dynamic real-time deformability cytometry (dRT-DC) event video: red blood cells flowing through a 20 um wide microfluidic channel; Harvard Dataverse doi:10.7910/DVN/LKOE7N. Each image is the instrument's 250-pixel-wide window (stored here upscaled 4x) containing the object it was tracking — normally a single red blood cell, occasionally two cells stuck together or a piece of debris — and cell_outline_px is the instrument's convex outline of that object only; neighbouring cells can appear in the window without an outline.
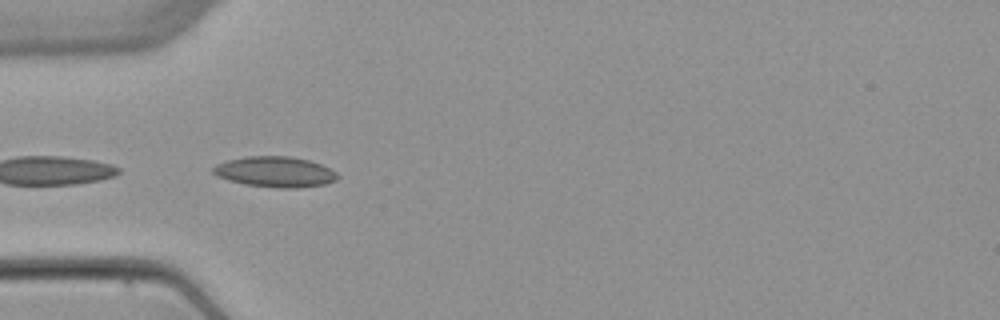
{"species": "common noctule bat (a hibernating species)", "species_latin": "Nyctalus noctula", "temperature_condition": "warm", "stored_images_in_passage": 4, "camera_frame_rate_fps": 3000, "um_per_image_px": 0.085, "animal": {"sex": "female", "body_mass_g": 22.7, "forearm_length_mm": 54.2}, "frame": {"image": 1, "passage_image": 4, "time_ms": 5.0, "image_size_px": [1000, 320], "cell_outline_px": [[340, 176], [336, 180], [324, 184], [300, 188], [276, 188], [244, 184], [228, 180], [216, 176], [212, 172], [212, 168], [216, 164], [228, 160], [248, 156], [288, 156], [308, 160], [320, 164], [336, 172]], "centroid_in_image_um": [23.37, 14.61], "position_along_channel_um": 61.6, "area_um2": 22.2}}